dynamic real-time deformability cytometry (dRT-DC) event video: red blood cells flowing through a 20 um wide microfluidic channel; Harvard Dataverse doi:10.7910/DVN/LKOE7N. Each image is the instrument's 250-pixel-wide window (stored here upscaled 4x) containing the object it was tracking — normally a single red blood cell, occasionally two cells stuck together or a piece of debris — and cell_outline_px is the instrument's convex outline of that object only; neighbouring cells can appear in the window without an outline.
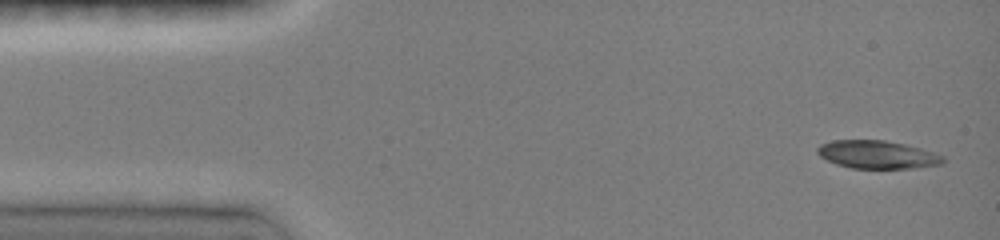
{"species": "common noctule bat (a hibernating species)", "species_latin": "Nyctalus noctula", "temperature_condition": "room temperature", "stored_images_in_passage": 5, "camera_frame_rate_fps": 3000, "um_per_image_px": 0.085, "animal": {"sex": "female", "body_mass_g": 19.0, "forearm_length_mm": 51.5}, "frame": {"image": 1, "passage_image": 1, "time_ms": 0.0, "image_size_px": [1000, 240], "cell_outline_px": [[944, 164], [916, 168], [852, 168], [836, 164], [820, 156], [816, 152], [816, 148], [820, 144], [832, 140], [884, 140], [904, 144], [920, 148], [944, 156]], "centroid_in_image_um": [74.56, 13.14], "position_along_channel_um": 10.4, "area_um2": 20.52}}
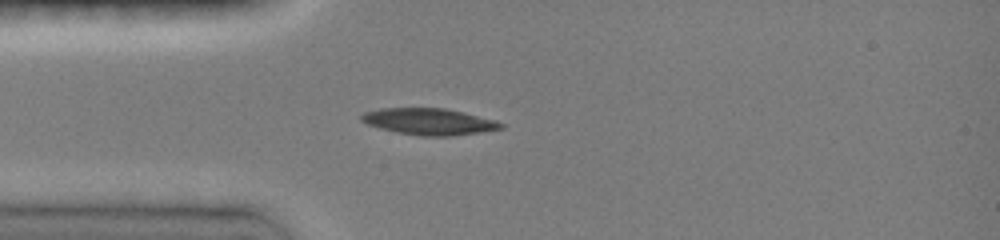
{"frame": {"image": 2, "passage_image": 5, "time_ms": 3.333, "image_size_px": [1000, 240], "cell_outline_px": [[504, 128], [480, 132], [452, 136], [420, 136], [396, 132], [380, 128], [368, 124], [360, 120], [360, 116], [364, 112], [380, 108], [444, 108], [496, 120], [504, 124]], "centroid_in_image_um": [36.46, 10.34], "position_along_channel_um": 48.5, "area_um2": 21.5}}